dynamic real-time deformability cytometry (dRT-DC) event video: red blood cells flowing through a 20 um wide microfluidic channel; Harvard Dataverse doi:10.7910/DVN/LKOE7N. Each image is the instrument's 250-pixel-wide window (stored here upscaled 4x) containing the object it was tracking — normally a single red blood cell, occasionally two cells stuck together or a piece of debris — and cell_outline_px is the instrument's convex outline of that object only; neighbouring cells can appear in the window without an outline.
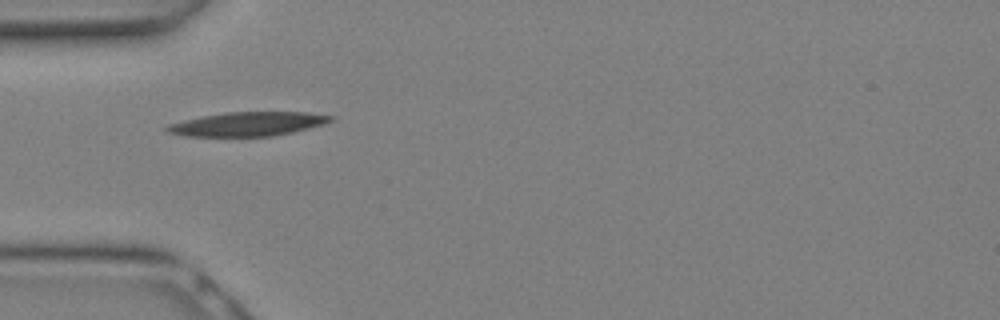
{"species": "Egyptian fruit bat (a non-hibernating species)", "species_latin": "Rousettus aegyptiacus", "temperature_condition": "warm", "stored_images_in_passage": 4, "camera_frame_rate_fps": 3000, "um_per_image_px": 0.085, "animal": {"sex": "female"}, "frame": {"image": 1, "passage_image": 1, "time_ms": 0.0, "image_size_px": [1000, 320], "cell_outline_px": [[336, 120], [324, 124], [292, 132], [272, 136], [184, 136], [168, 132], [164, 128], [168, 124], [184, 120], [204, 116], [228, 112], [308, 112], [336, 116]], "centroid_in_image_um": [21.12, 10.53], "position_along_channel_um": 63.9, "area_um2": 22.89}}
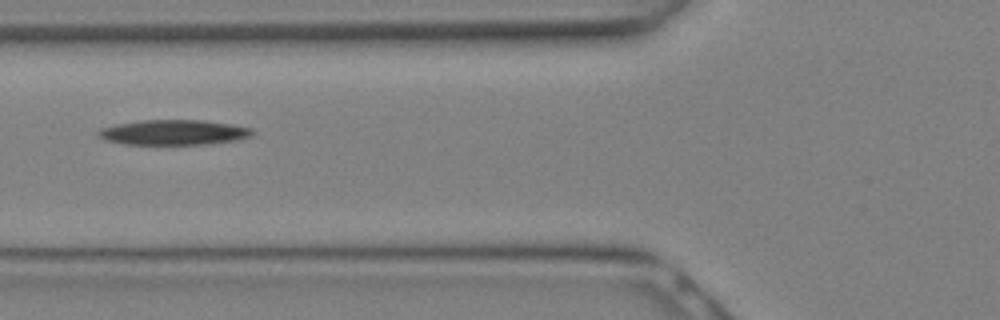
{"frame": {"image": 2, "passage_image": 3, "time_ms": 0.667, "image_size_px": [1000, 320], "cell_outline_px": [[256, 132], [252, 136], [236, 140], [212, 144], [120, 144], [104, 140], [96, 132], [100, 128], [116, 124], [140, 120], [200, 120], [232, 124], [252, 128]], "centroid_in_image_um": [14.77, 11.25], "position_along_channel_um": 111.0, "area_um2": 22.77}}